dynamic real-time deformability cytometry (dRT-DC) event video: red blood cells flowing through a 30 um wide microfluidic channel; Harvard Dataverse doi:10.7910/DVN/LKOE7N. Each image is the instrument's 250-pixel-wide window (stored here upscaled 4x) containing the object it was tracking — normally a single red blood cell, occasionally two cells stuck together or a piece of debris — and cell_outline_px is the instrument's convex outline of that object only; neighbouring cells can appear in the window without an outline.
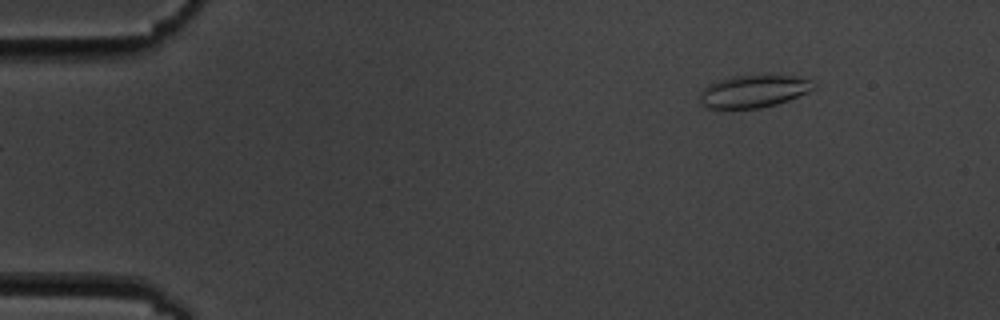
{"species": "common noctule bat (a hibernating species)", "species_latin": "Nyctalus noctula", "temperature_condition": "cold", "stored_images_in_passage": 6, "segment_of_instrument_passage": [2, 2], "camera_frame_rate_fps": 3000, "um_per_image_px": 0.085, "animal": {"sex": "male", "body_mass_g": 19.5, "forearm_length_mm": 54.6}, "frame": {"image": 1, "passage_image": 6, "time_ms": 5.667, "image_size_px": [1000, 320], "cell_outline_px": [[816, 88], [808, 92], [788, 100], [776, 104], [760, 108], [708, 108], [700, 100], [700, 92], [708, 84], [732, 76], [772, 72], [796, 76], [812, 80]], "centroid_in_image_um": [64.12, 7.7], "position_along_channel_um": 20.9, "area_um2": 22.14}}